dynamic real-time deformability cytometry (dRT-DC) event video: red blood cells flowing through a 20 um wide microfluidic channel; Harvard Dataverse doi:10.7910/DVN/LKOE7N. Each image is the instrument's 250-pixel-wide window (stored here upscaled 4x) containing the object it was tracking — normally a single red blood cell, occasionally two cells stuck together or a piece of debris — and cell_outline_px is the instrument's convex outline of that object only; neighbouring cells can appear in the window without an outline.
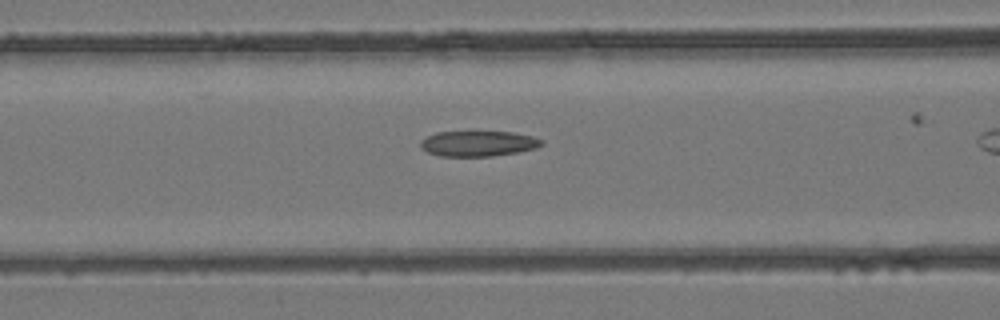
{"species": "common noctule bat (a hibernating species)", "species_latin": "Nyctalus noctula", "temperature_condition": "room temperature", "stored_images_in_passage": 31, "camera_frame_rate_fps": 3000, "um_per_image_px": 0.085, "animal": {"sex": "female", "body_mass_g": 24.6, "forearm_length_mm": 56.2}, "frame": {"image": 1, "passage_image": 14, "time_ms": 4.333, "image_size_px": [1000, 320], "cell_outline_px": [[544, 144], [536, 148], [520, 152], [492, 156], [440, 156], [428, 152], [420, 148], [420, 140], [436, 132], [512, 132], [532, 136], [544, 140]], "centroid_in_image_um": [40.67, 12.21], "position_along_channel_um": 125.9, "area_um2": 18.03}}
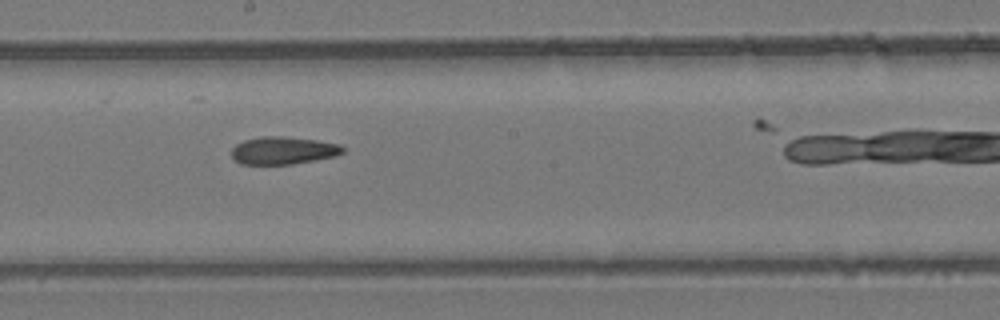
{"frame": {"image": 2, "passage_image": 20, "time_ms": 6.333, "image_size_px": [1000, 320], "cell_outline_px": [[344, 152], [336, 156], [316, 160], [292, 164], [240, 164], [232, 156], [232, 148], [236, 144], [244, 140], [264, 136], [284, 136], [316, 140], [340, 144], [344, 148]], "centroid_in_image_um": [24.09, 12.79], "position_along_channel_um": 224.1, "area_um2": 17.92}}
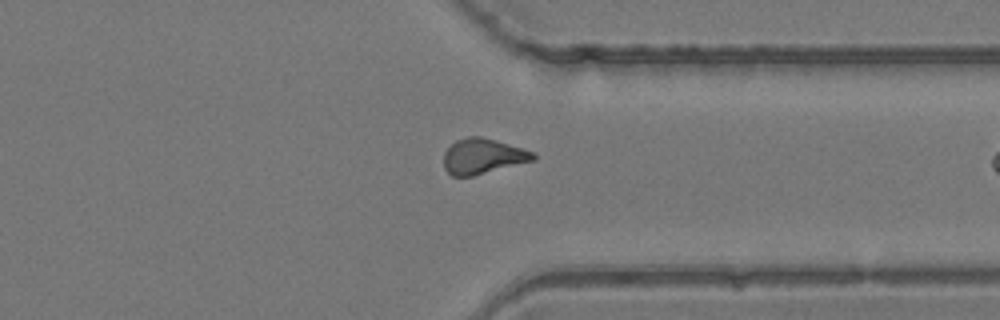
{"frame": {"image": 3, "passage_image": 29, "time_ms": 9.333, "image_size_px": [1000, 320], "cell_outline_px": [[536, 160], [472, 176], [452, 176], [444, 168], [444, 152], [456, 140], [468, 136], [480, 136], [496, 140], [524, 148], [536, 152]], "centroid_in_image_um": [41.08, 13.27], "position_along_channel_um": 370.3, "area_um2": 18.55}}